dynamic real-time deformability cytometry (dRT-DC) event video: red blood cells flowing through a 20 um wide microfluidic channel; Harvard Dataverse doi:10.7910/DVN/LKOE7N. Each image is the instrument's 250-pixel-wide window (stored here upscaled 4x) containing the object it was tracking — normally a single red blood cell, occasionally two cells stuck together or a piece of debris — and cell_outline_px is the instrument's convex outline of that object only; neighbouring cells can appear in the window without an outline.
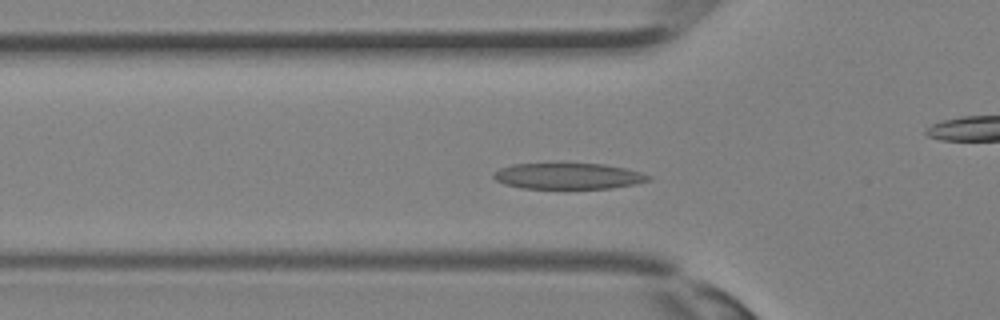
{"species": "Egyptian fruit bat (a non-hibernating species)", "species_latin": "Rousettus aegyptiacus", "temperature_condition": "room temperature", "stored_images_in_passage": 34, "camera_frame_rate_fps": 3000, "um_per_image_px": 0.085, "animal": {"sex": "female"}, "frame": {"image": 1, "passage_image": 10, "time_ms": 3.0, "image_size_px": [1000, 320], "cell_outline_px": [[652, 180], [636, 184], [612, 188], [520, 188], [504, 184], [496, 180], [492, 176], [492, 172], [500, 168], [512, 164], [604, 164], [624, 168], [640, 172], [652, 176]], "centroid_in_image_um": [48.3, 14.97], "position_along_channel_um": 77.5, "area_um2": 23.47}}
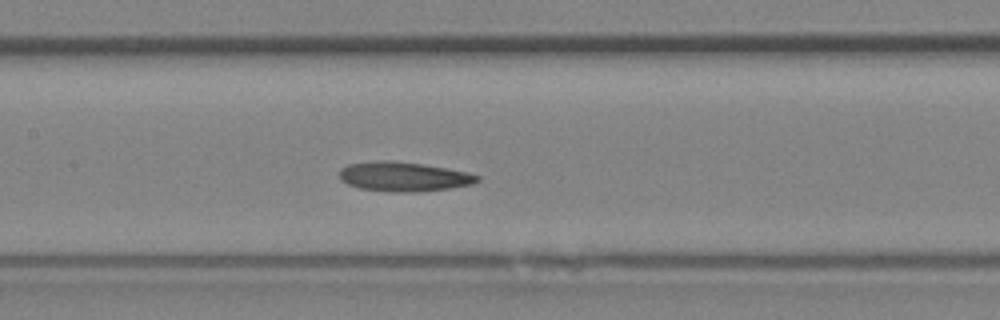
{"frame": {"image": 2, "passage_image": 15, "time_ms": 4.667, "image_size_px": [1000, 320], "cell_outline_px": [[480, 180], [472, 184], [452, 188], [416, 192], [392, 192], [360, 188], [348, 184], [340, 180], [340, 168], [348, 164], [376, 160], [392, 160], [420, 164], [468, 172], [480, 176]], "centroid_in_image_um": [34.3, 15.01], "position_along_channel_um": 173.1, "area_um2": 23.7}}
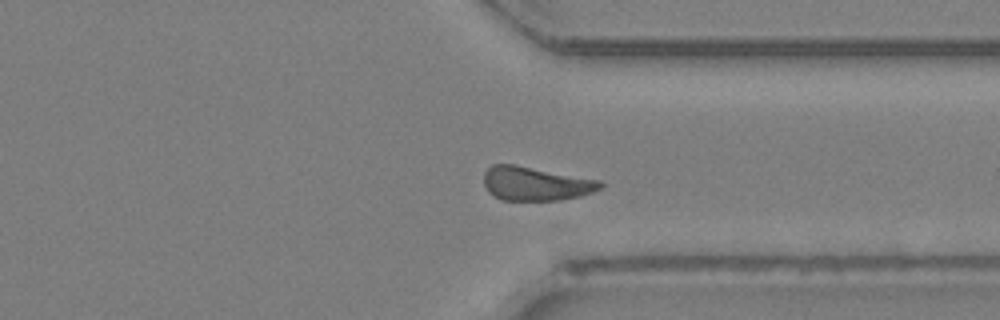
{"frame": {"image": 3, "passage_image": 25, "time_ms": 8.0, "image_size_px": [1000, 320], "cell_outline_px": [[604, 188], [580, 196], [560, 200], [504, 200], [488, 192], [484, 184], [484, 172], [492, 164], [516, 164], [600, 180], [604, 184]], "centroid_in_image_um": [45.55, 15.6], "position_along_channel_um": 365.8, "area_um2": 23.12}}